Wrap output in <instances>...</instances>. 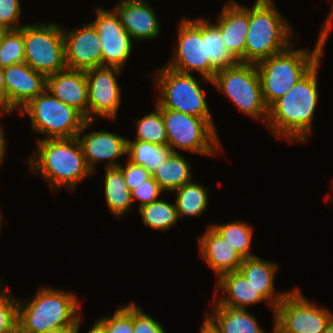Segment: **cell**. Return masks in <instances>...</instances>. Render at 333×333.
I'll use <instances>...</instances> for the list:
<instances>
[{
	"mask_svg": "<svg viewBox=\"0 0 333 333\" xmlns=\"http://www.w3.org/2000/svg\"><path fill=\"white\" fill-rule=\"evenodd\" d=\"M319 64L320 62L268 108L265 124L276 137H283L289 142H305L311 135L313 115L319 97Z\"/></svg>",
	"mask_w": 333,
	"mask_h": 333,
	"instance_id": "6da1fadb",
	"label": "cell"
},
{
	"mask_svg": "<svg viewBox=\"0 0 333 333\" xmlns=\"http://www.w3.org/2000/svg\"><path fill=\"white\" fill-rule=\"evenodd\" d=\"M78 297L65 290L42 288L32 300L18 299L17 333L72 331L79 333L81 317Z\"/></svg>",
	"mask_w": 333,
	"mask_h": 333,
	"instance_id": "7a4b0ae2",
	"label": "cell"
},
{
	"mask_svg": "<svg viewBox=\"0 0 333 333\" xmlns=\"http://www.w3.org/2000/svg\"><path fill=\"white\" fill-rule=\"evenodd\" d=\"M36 141L38 150L30 156L29 165L53 190L60 186L74 190L77 183L92 173L78 137Z\"/></svg>",
	"mask_w": 333,
	"mask_h": 333,
	"instance_id": "3957f363",
	"label": "cell"
},
{
	"mask_svg": "<svg viewBox=\"0 0 333 333\" xmlns=\"http://www.w3.org/2000/svg\"><path fill=\"white\" fill-rule=\"evenodd\" d=\"M293 45L256 64L268 108L320 62L325 42L319 36L312 52L306 49L293 50Z\"/></svg>",
	"mask_w": 333,
	"mask_h": 333,
	"instance_id": "277c9868",
	"label": "cell"
},
{
	"mask_svg": "<svg viewBox=\"0 0 333 333\" xmlns=\"http://www.w3.org/2000/svg\"><path fill=\"white\" fill-rule=\"evenodd\" d=\"M283 19L272 0L255 1L249 8L245 63L257 64L292 44V27Z\"/></svg>",
	"mask_w": 333,
	"mask_h": 333,
	"instance_id": "5b68a950",
	"label": "cell"
},
{
	"mask_svg": "<svg viewBox=\"0 0 333 333\" xmlns=\"http://www.w3.org/2000/svg\"><path fill=\"white\" fill-rule=\"evenodd\" d=\"M212 84L250 117L267 121L268 106L261 88L256 64L236 63L234 66L217 70Z\"/></svg>",
	"mask_w": 333,
	"mask_h": 333,
	"instance_id": "8992f818",
	"label": "cell"
},
{
	"mask_svg": "<svg viewBox=\"0 0 333 333\" xmlns=\"http://www.w3.org/2000/svg\"><path fill=\"white\" fill-rule=\"evenodd\" d=\"M24 113L29 116L33 131L47 135V139L77 137L86 121L79 111L47 90L22 107L20 115Z\"/></svg>",
	"mask_w": 333,
	"mask_h": 333,
	"instance_id": "52a82bcc",
	"label": "cell"
},
{
	"mask_svg": "<svg viewBox=\"0 0 333 333\" xmlns=\"http://www.w3.org/2000/svg\"><path fill=\"white\" fill-rule=\"evenodd\" d=\"M154 78L160 92L157 103L162 108L204 118L215 128L205 93L193 75L165 66Z\"/></svg>",
	"mask_w": 333,
	"mask_h": 333,
	"instance_id": "ba28073f",
	"label": "cell"
},
{
	"mask_svg": "<svg viewBox=\"0 0 333 333\" xmlns=\"http://www.w3.org/2000/svg\"><path fill=\"white\" fill-rule=\"evenodd\" d=\"M155 107L162 113L168 138L167 145L172 152L178 153L175 149L178 148L191 153L215 155L217 149L222 148L216 128L206 119L176 110L164 109L158 103Z\"/></svg>",
	"mask_w": 333,
	"mask_h": 333,
	"instance_id": "9c48e42d",
	"label": "cell"
},
{
	"mask_svg": "<svg viewBox=\"0 0 333 333\" xmlns=\"http://www.w3.org/2000/svg\"><path fill=\"white\" fill-rule=\"evenodd\" d=\"M24 62L46 77L67 68L63 28L54 23L23 25Z\"/></svg>",
	"mask_w": 333,
	"mask_h": 333,
	"instance_id": "30bf717a",
	"label": "cell"
},
{
	"mask_svg": "<svg viewBox=\"0 0 333 333\" xmlns=\"http://www.w3.org/2000/svg\"><path fill=\"white\" fill-rule=\"evenodd\" d=\"M178 46L167 67L181 73L197 71L212 83L217 69L210 63L206 49V20L183 18L178 27Z\"/></svg>",
	"mask_w": 333,
	"mask_h": 333,
	"instance_id": "8fae6325",
	"label": "cell"
},
{
	"mask_svg": "<svg viewBox=\"0 0 333 333\" xmlns=\"http://www.w3.org/2000/svg\"><path fill=\"white\" fill-rule=\"evenodd\" d=\"M273 316L274 328L280 333H324L333 320L332 312L312 304L299 289L288 291Z\"/></svg>",
	"mask_w": 333,
	"mask_h": 333,
	"instance_id": "7c38bea8",
	"label": "cell"
},
{
	"mask_svg": "<svg viewBox=\"0 0 333 333\" xmlns=\"http://www.w3.org/2000/svg\"><path fill=\"white\" fill-rule=\"evenodd\" d=\"M88 88V120L97 115L115 119L120 105V91L116 75L117 67L101 66L85 71Z\"/></svg>",
	"mask_w": 333,
	"mask_h": 333,
	"instance_id": "4fadbf2b",
	"label": "cell"
},
{
	"mask_svg": "<svg viewBox=\"0 0 333 333\" xmlns=\"http://www.w3.org/2000/svg\"><path fill=\"white\" fill-rule=\"evenodd\" d=\"M97 18L91 24L99 34L102 46V66L122 69L132 50V38L123 28L114 10L96 9Z\"/></svg>",
	"mask_w": 333,
	"mask_h": 333,
	"instance_id": "5bb4252c",
	"label": "cell"
},
{
	"mask_svg": "<svg viewBox=\"0 0 333 333\" xmlns=\"http://www.w3.org/2000/svg\"><path fill=\"white\" fill-rule=\"evenodd\" d=\"M63 35L68 69L87 71L102 66L99 34L90 22L71 32L63 28Z\"/></svg>",
	"mask_w": 333,
	"mask_h": 333,
	"instance_id": "9a60e30c",
	"label": "cell"
},
{
	"mask_svg": "<svg viewBox=\"0 0 333 333\" xmlns=\"http://www.w3.org/2000/svg\"><path fill=\"white\" fill-rule=\"evenodd\" d=\"M6 87V110L21 109L31 99L36 98L46 90L47 77L33 70L25 62L12 64L4 68Z\"/></svg>",
	"mask_w": 333,
	"mask_h": 333,
	"instance_id": "2e32d148",
	"label": "cell"
},
{
	"mask_svg": "<svg viewBox=\"0 0 333 333\" xmlns=\"http://www.w3.org/2000/svg\"><path fill=\"white\" fill-rule=\"evenodd\" d=\"M93 122L86 120L77 135L87 167L93 172L94 164L105 160H107L106 168L120 166L121 164L116 159L127 154L128 139L108 131H94L81 138L84 130Z\"/></svg>",
	"mask_w": 333,
	"mask_h": 333,
	"instance_id": "e0dca14e",
	"label": "cell"
},
{
	"mask_svg": "<svg viewBox=\"0 0 333 333\" xmlns=\"http://www.w3.org/2000/svg\"><path fill=\"white\" fill-rule=\"evenodd\" d=\"M46 90L88 120V88L85 71L64 69L47 76Z\"/></svg>",
	"mask_w": 333,
	"mask_h": 333,
	"instance_id": "ac0fdd59",
	"label": "cell"
},
{
	"mask_svg": "<svg viewBox=\"0 0 333 333\" xmlns=\"http://www.w3.org/2000/svg\"><path fill=\"white\" fill-rule=\"evenodd\" d=\"M221 31L228 51L240 62L245 63V42L249 28V7L234 0L226 3L215 24Z\"/></svg>",
	"mask_w": 333,
	"mask_h": 333,
	"instance_id": "d6986e66",
	"label": "cell"
},
{
	"mask_svg": "<svg viewBox=\"0 0 333 333\" xmlns=\"http://www.w3.org/2000/svg\"><path fill=\"white\" fill-rule=\"evenodd\" d=\"M133 40L154 39L159 35L160 26L156 14L143 0H121L113 9Z\"/></svg>",
	"mask_w": 333,
	"mask_h": 333,
	"instance_id": "ffe728a7",
	"label": "cell"
},
{
	"mask_svg": "<svg viewBox=\"0 0 333 333\" xmlns=\"http://www.w3.org/2000/svg\"><path fill=\"white\" fill-rule=\"evenodd\" d=\"M198 243L202 259L215 271L218 278L226 273L238 271L244 260L211 226L198 238Z\"/></svg>",
	"mask_w": 333,
	"mask_h": 333,
	"instance_id": "44dd1931",
	"label": "cell"
},
{
	"mask_svg": "<svg viewBox=\"0 0 333 333\" xmlns=\"http://www.w3.org/2000/svg\"><path fill=\"white\" fill-rule=\"evenodd\" d=\"M277 269L276 263L262 260L257 255L245 258L238 269L252 287L267 301L271 302L270 306L273 311L288 293L275 294L274 276Z\"/></svg>",
	"mask_w": 333,
	"mask_h": 333,
	"instance_id": "7402d4cb",
	"label": "cell"
},
{
	"mask_svg": "<svg viewBox=\"0 0 333 333\" xmlns=\"http://www.w3.org/2000/svg\"><path fill=\"white\" fill-rule=\"evenodd\" d=\"M217 284V290L220 288L227 296H222L217 303L213 302L214 306L245 309L249 305L267 301L239 271L220 276Z\"/></svg>",
	"mask_w": 333,
	"mask_h": 333,
	"instance_id": "603a6c76",
	"label": "cell"
},
{
	"mask_svg": "<svg viewBox=\"0 0 333 333\" xmlns=\"http://www.w3.org/2000/svg\"><path fill=\"white\" fill-rule=\"evenodd\" d=\"M212 314L206 318L220 333H265L254 315L247 309L212 306Z\"/></svg>",
	"mask_w": 333,
	"mask_h": 333,
	"instance_id": "cb8c5ba5",
	"label": "cell"
},
{
	"mask_svg": "<svg viewBox=\"0 0 333 333\" xmlns=\"http://www.w3.org/2000/svg\"><path fill=\"white\" fill-rule=\"evenodd\" d=\"M189 162L180 153L172 152L152 173L163 191H175L192 181Z\"/></svg>",
	"mask_w": 333,
	"mask_h": 333,
	"instance_id": "d4e9b609",
	"label": "cell"
},
{
	"mask_svg": "<svg viewBox=\"0 0 333 333\" xmlns=\"http://www.w3.org/2000/svg\"><path fill=\"white\" fill-rule=\"evenodd\" d=\"M106 205L115 216L127 213L133 202L131 190L125 183L123 173L119 167L106 168L104 180Z\"/></svg>",
	"mask_w": 333,
	"mask_h": 333,
	"instance_id": "484cf974",
	"label": "cell"
},
{
	"mask_svg": "<svg viewBox=\"0 0 333 333\" xmlns=\"http://www.w3.org/2000/svg\"><path fill=\"white\" fill-rule=\"evenodd\" d=\"M172 153L168 145H158L140 140L127 141L129 161L143 166L151 174Z\"/></svg>",
	"mask_w": 333,
	"mask_h": 333,
	"instance_id": "4316f807",
	"label": "cell"
},
{
	"mask_svg": "<svg viewBox=\"0 0 333 333\" xmlns=\"http://www.w3.org/2000/svg\"><path fill=\"white\" fill-rule=\"evenodd\" d=\"M175 205L179 219L185 216H200L208 204L207 189L199 183L188 182L175 190Z\"/></svg>",
	"mask_w": 333,
	"mask_h": 333,
	"instance_id": "83f0119b",
	"label": "cell"
},
{
	"mask_svg": "<svg viewBox=\"0 0 333 333\" xmlns=\"http://www.w3.org/2000/svg\"><path fill=\"white\" fill-rule=\"evenodd\" d=\"M210 226L233 246L243 259L256 256L250 252L253 230L248 224L238 220Z\"/></svg>",
	"mask_w": 333,
	"mask_h": 333,
	"instance_id": "f1b7e54d",
	"label": "cell"
},
{
	"mask_svg": "<svg viewBox=\"0 0 333 333\" xmlns=\"http://www.w3.org/2000/svg\"><path fill=\"white\" fill-rule=\"evenodd\" d=\"M139 212L143 223L155 230L166 231L179 220L176 205L160 199L141 206Z\"/></svg>",
	"mask_w": 333,
	"mask_h": 333,
	"instance_id": "f546056e",
	"label": "cell"
},
{
	"mask_svg": "<svg viewBox=\"0 0 333 333\" xmlns=\"http://www.w3.org/2000/svg\"><path fill=\"white\" fill-rule=\"evenodd\" d=\"M206 49L210 63L217 69L234 66L239 61L228 51L224 44L221 31L215 23L206 20Z\"/></svg>",
	"mask_w": 333,
	"mask_h": 333,
	"instance_id": "4dcf8cb0",
	"label": "cell"
},
{
	"mask_svg": "<svg viewBox=\"0 0 333 333\" xmlns=\"http://www.w3.org/2000/svg\"><path fill=\"white\" fill-rule=\"evenodd\" d=\"M155 108L156 111L150 112L136 121L137 135L135 140L158 145H167L168 138L162 113L157 107Z\"/></svg>",
	"mask_w": 333,
	"mask_h": 333,
	"instance_id": "1f68e13d",
	"label": "cell"
},
{
	"mask_svg": "<svg viewBox=\"0 0 333 333\" xmlns=\"http://www.w3.org/2000/svg\"><path fill=\"white\" fill-rule=\"evenodd\" d=\"M23 26L20 29L9 30L0 44V67L7 68L12 64L24 62Z\"/></svg>",
	"mask_w": 333,
	"mask_h": 333,
	"instance_id": "d6a6232c",
	"label": "cell"
},
{
	"mask_svg": "<svg viewBox=\"0 0 333 333\" xmlns=\"http://www.w3.org/2000/svg\"><path fill=\"white\" fill-rule=\"evenodd\" d=\"M18 299L0 289V333H17Z\"/></svg>",
	"mask_w": 333,
	"mask_h": 333,
	"instance_id": "836d02e7",
	"label": "cell"
},
{
	"mask_svg": "<svg viewBox=\"0 0 333 333\" xmlns=\"http://www.w3.org/2000/svg\"><path fill=\"white\" fill-rule=\"evenodd\" d=\"M106 333H133V303L118 308L112 317L98 319Z\"/></svg>",
	"mask_w": 333,
	"mask_h": 333,
	"instance_id": "e575fe53",
	"label": "cell"
},
{
	"mask_svg": "<svg viewBox=\"0 0 333 333\" xmlns=\"http://www.w3.org/2000/svg\"><path fill=\"white\" fill-rule=\"evenodd\" d=\"M163 192L160 188L158 182L154 179L153 176L148 178L142 184L131 190L132 202L134 199L139 200V208L141 206L150 204L158 200V196Z\"/></svg>",
	"mask_w": 333,
	"mask_h": 333,
	"instance_id": "d590c367",
	"label": "cell"
},
{
	"mask_svg": "<svg viewBox=\"0 0 333 333\" xmlns=\"http://www.w3.org/2000/svg\"><path fill=\"white\" fill-rule=\"evenodd\" d=\"M133 333H166L161 324L133 303Z\"/></svg>",
	"mask_w": 333,
	"mask_h": 333,
	"instance_id": "8d00e7d4",
	"label": "cell"
},
{
	"mask_svg": "<svg viewBox=\"0 0 333 333\" xmlns=\"http://www.w3.org/2000/svg\"><path fill=\"white\" fill-rule=\"evenodd\" d=\"M20 12L19 0H0V24L9 30H16L22 27L19 24H14L18 23Z\"/></svg>",
	"mask_w": 333,
	"mask_h": 333,
	"instance_id": "74e56055",
	"label": "cell"
},
{
	"mask_svg": "<svg viewBox=\"0 0 333 333\" xmlns=\"http://www.w3.org/2000/svg\"><path fill=\"white\" fill-rule=\"evenodd\" d=\"M127 165L124 168L123 166H118L124 176L125 183L127 184L128 188L130 190H133L140 184H142L144 181H146L148 178L152 176V174L146 170L141 165H136L132 163L131 161L127 160Z\"/></svg>",
	"mask_w": 333,
	"mask_h": 333,
	"instance_id": "f35d334b",
	"label": "cell"
},
{
	"mask_svg": "<svg viewBox=\"0 0 333 333\" xmlns=\"http://www.w3.org/2000/svg\"><path fill=\"white\" fill-rule=\"evenodd\" d=\"M333 5H332V10L330 11V13H328V18L326 20V22L324 23V25L322 26V31L320 32V38L326 42L327 37L333 27Z\"/></svg>",
	"mask_w": 333,
	"mask_h": 333,
	"instance_id": "ab89813d",
	"label": "cell"
},
{
	"mask_svg": "<svg viewBox=\"0 0 333 333\" xmlns=\"http://www.w3.org/2000/svg\"><path fill=\"white\" fill-rule=\"evenodd\" d=\"M0 107L6 109V87L3 68L0 67Z\"/></svg>",
	"mask_w": 333,
	"mask_h": 333,
	"instance_id": "60d3db41",
	"label": "cell"
},
{
	"mask_svg": "<svg viewBox=\"0 0 333 333\" xmlns=\"http://www.w3.org/2000/svg\"><path fill=\"white\" fill-rule=\"evenodd\" d=\"M200 331V333H220L207 318H205Z\"/></svg>",
	"mask_w": 333,
	"mask_h": 333,
	"instance_id": "b9f144b4",
	"label": "cell"
},
{
	"mask_svg": "<svg viewBox=\"0 0 333 333\" xmlns=\"http://www.w3.org/2000/svg\"><path fill=\"white\" fill-rule=\"evenodd\" d=\"M6 151V139L4 135V130L0 125V163L3 161V157L5 156Z\"/></svg>",
	"mask_w": 333,
	"mask_h": 333,
	"instance_id": "7bdbcfd3",
	"label": "cell"
},
{
	"mask_svg": "<svg viewBox=\"0 0 333 333\" xmlns=\"http://www.w3.org/2000/svg\"><path fill=\"white\" fill-rule=\"evenodd\" d=\"M87 333H106L104 325L98 320Z\"/></svg>",
	"mask_w": 333,
	"mask_h": 333,
	"instance_id": "ee69618b",
	"label": "cell"
},
{
	"mask_svg": "<svg viewBox=\"0 0 333 333\" xmlns=\"http://www.w3.org/2000/svg\"><path fill=\"white\" fill-rule=\"evenodd\" d=\"M9 31L4 25L0 24V44L3 40L4 35Z\"/></svg>",
	"mask_w": 333,
	"mask_h": 333,
	"instance_id": "f6af8a7d",
	"label": "cell"
},
{
	"mask_svg": "<svg viewBox=\"0 0 333 333\" xmlns=\"http://www.w3.org/2000/svg\"><path fill=\"white\" fill-rule=\"evenodd\" d=\"M324 333H333V320L327 326L326 331Z\"/></svg>",
	"mask_w": 333,
	"mask_h": 333,
	"instance_id": "bcb514c9",
	"label": "cell"
},
{
	"mask_svg": "<svg viewBox=\"0 0 333 333\" xmlns=\"http://www.w3.org/2000/svg\"><path fill=\"white\" fill-rule=\"evenodd\" d=\"M43 333H73L72 331H49V332H43Z\"/></svg>",
	"mask_w": 333,
	"mask_h": 333,
	"instance_id": "7dc6e473",
	"label": "cell"
},
{
	"mask_svg": "<svg viewBox=\"0 0 333 333\" xmlns=\"http://www.w3.org/2000/svg\"><path fill=\"white\" fill-rule=\"evenodd\" d=\"M10 113V112H8L6 109H4V108H2V107H0V115H1V113L3 114V113Z\"/></svg>",
	"mask_w": 333,
	"mask_h": 333,
	"instance_id": "c3c4849f",
	"label": "cell"
},
{
	"mask_svg": "<svg viewBox=\"0 0 333 333\" xmlns=\"http://www.w3.org/2000/svg\"><path fill=\"white\" fill-rule=\"evenodd\" d=\"M274 329V333H280L278 330H276L275 328H273Z\"/></svg>",
	"mask_w": 333,
	"mask_h": 333,
	"instance_id": "681fc988",
	"label": "cell"
},
{
	"mask_svg": "<svg viewBox=\"0 0 333 333\" xmlns=\"http://www.w3.org/2000/svg\"><path fill=\"white\" fill-rule=\"evenodd\" d=\"M0 230H1V213H0Z\"/></svg>",
	"mask_w": 333,
	"mask_h": 333,
	"instance_id": "f907efd6",
	"label": "cell"
}]
</instances>
